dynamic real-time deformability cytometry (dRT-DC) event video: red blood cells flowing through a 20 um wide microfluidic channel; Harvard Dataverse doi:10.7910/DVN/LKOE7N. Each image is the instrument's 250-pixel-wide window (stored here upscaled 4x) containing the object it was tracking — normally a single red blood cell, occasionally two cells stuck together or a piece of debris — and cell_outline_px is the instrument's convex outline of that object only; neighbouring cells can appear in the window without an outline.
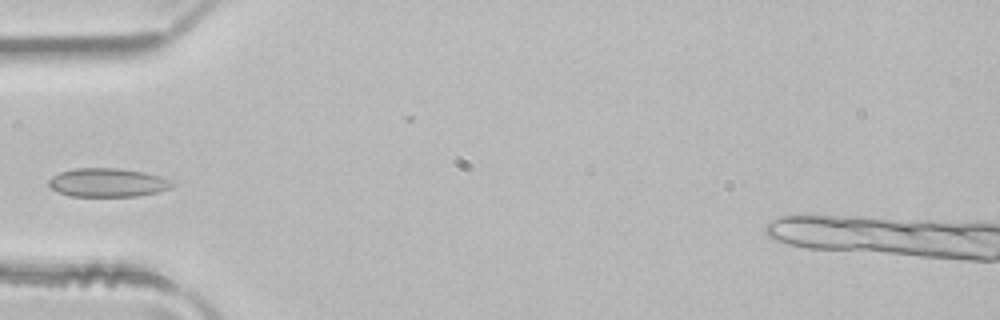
{"species": "common noctule bat (a hibernating species)", "species_latin": "Nyctalus noctula", "temperature_condition": "room temperature", "stored_images_in_passage": 3, "camera_frame_rate_fps": 3000, "um_per_image_px": 0.085, "animal": {"sex": "male", "body_mass_g": 21.5, "forearm_length_mm": 52.0}, "frame": {"image": 1, "passage_image": 3, "time_ms": 0.667, "image_size_px": [1000, 320], "cell_outline_px": [[176, 184], [172, 188], [160, 192], [136, 196], [72, 196], [56, 192], [48, 184], [48, 180], [52, 176], [60, 172], [72, 168], [120, 168], [144, 172], [160, 176]], "centroid_in_image_um": [9.15, 15.52], "position_along_channel_um": 75.8, "area_um2": 20.81}}